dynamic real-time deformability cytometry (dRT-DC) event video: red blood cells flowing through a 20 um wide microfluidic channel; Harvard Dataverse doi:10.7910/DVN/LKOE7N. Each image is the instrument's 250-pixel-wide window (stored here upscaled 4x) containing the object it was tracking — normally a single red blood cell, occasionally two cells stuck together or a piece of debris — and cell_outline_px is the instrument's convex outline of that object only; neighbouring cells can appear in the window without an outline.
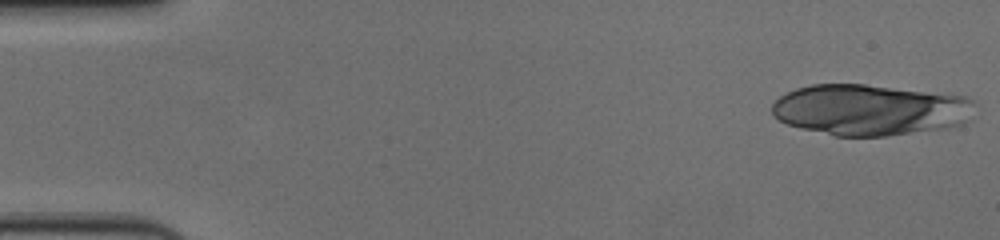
{"species": "human", "species_latin": "Homo sapiens", "temperature_condition": "cold", "stored_images_in_passage": 55, "camera_frame_rate_fps": 3000, "um_per_image_px": 0.085, "donor": {"sex": "female"}, "frame": {"image": 1, "passage_image": 1, "time_ms": 0.0, "image_size_px": [1000, 240], "cell_outline_px": [[972, 120], [964, 124], [948, 128], [888, 136], [836, 136], [800, 128], [788, 124], [772, 116], [772, 104], [780, 96], [796, 88], [812, 84], [864, 84], [968, 96], [972, 100]], "centroid_in_image_um": [73.98, 9.34], "position_along_channel_um": 11.0, "area_um2": 60.69}}
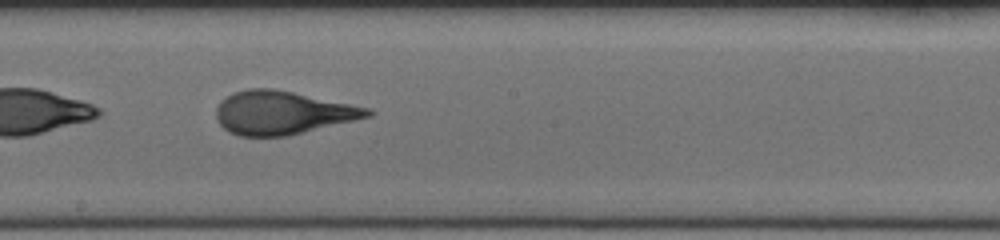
{"frame": {"image": 2, "passage_image": 31, "time_ms": 10.0, "image_size_px": [1000, 240], "cell_outline_px": [[376, 112], [372, 116], [288, 136], [240, 136], [228, 132], [216, 120], [216, 108], [220, 100], [232, 92], [248, 88], [272, 88], [372, 108]], "centroid_in_image_um": [24.0, 9.58], "position_along_channel_um": 224.2, "area_um2": 38.49}}
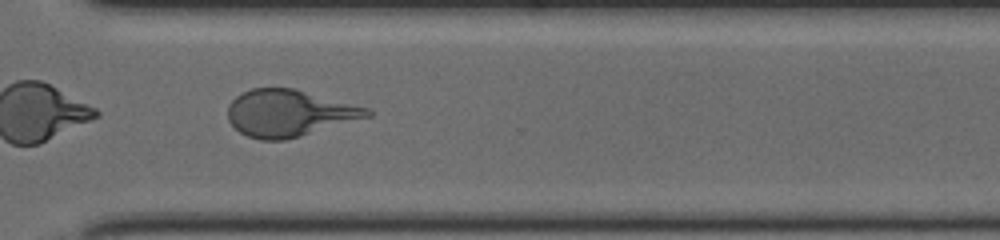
{"frame": {"image": 3, "passage_image": 41, "time_ms": 13.333, "image_size_px": [1000, 240], "cell_outline_px": [[372, 116], [300, 136], [284, 140], [260, 140], [248, 136], [240, 132], [228, 120], [228, 104], [236, 96], [252, 88], [292, 88], [372, 108]], "centroid_in_image_um": [24.6, 9.61], "position_along_channel_um": 346.0, "area_um2": 37.92}, "authors_computed_cell_mechanics": {"area_um2": 39.6508, "velocity_mm_per_s": 3.6477, "shape_relaxation_time_tau1_ms": 4.5574, "shape_relaxation_time_tau2_ms": 0.9489, "deformation_change_tau1": 0.1926, "deformation_change_tau2": 0.0938}}